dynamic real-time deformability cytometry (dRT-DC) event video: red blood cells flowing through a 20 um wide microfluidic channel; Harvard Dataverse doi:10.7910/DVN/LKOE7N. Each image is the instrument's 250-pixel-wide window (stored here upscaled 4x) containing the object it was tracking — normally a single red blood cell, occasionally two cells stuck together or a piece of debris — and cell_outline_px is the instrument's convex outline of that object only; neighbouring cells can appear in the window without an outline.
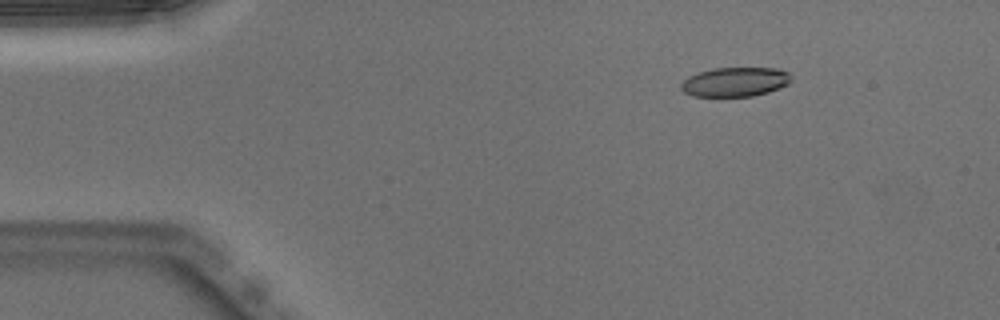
{"species": "Egyptian fruit bat (a non-hibernating species)", "species_latin": "Rousettus aegyptiacus", "temperature_condition": "warm", "stored_images_in_passage": 49, "camera_frame_rate_fps": 3000, "um_per_image_px": 0.085, "animal": {"sex": "male"}, "frame": {"image": 1, "passage_image": 5, "time_ms": 1.333, "image_size_px": [1000, 320], "cell_outline_px": [[792, 80], [788, 84], [780, 88], [768, 92], [752, 96], [692, 96], [684, 92], [680, 88], [680, 84], [688, 76], [712, 68], [776, 68], [788, 72]], "centroid_in_image_um": [62.48, 6.96], "position_along_channel_um": 22.5, "area_um2": 18.84}}
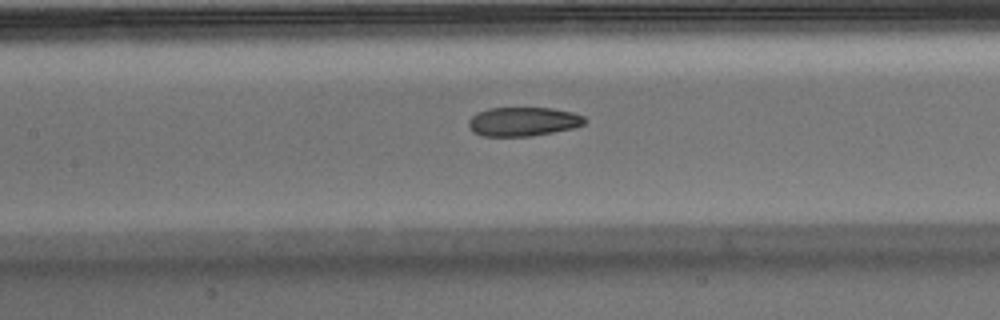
{"frame": {"image": 2, "passage_image": 21, "time_ms": 6.667, "image_size_px": [1000, 320], "cell_outline_px": [[588, 120], [584, 124], [572, 128], [532, 136], [484, 136], [472, 132], [468, 128], [468, 120], [476, 112], [488, 108], [552, 108], [572, 112], [584, 116]], "centroid_in_image_um": [44.44, 10.33], "position_along_channel_um": 163.0, "area_um2": 19.77}}
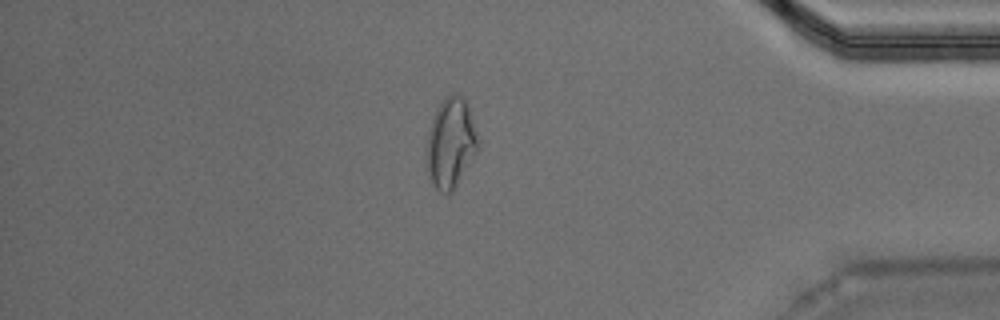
{"frame": {"image": 3, "passage_image": 41, "time_ms": 13.333, "image_size_px": [1000, 320], "cell_outline_px": [[480, 144], [476, 152], [452, 192], [440, 192], [432, 184], [428, 172], [428, 132], [432, 120], [444, 96], [452, 92], [460, 96], [468, 104], [480, 140]], "centroid_in_image_um": [38.34, 12.12], "position_along_channel_um": 396.9, "area_um2": 26.53}}